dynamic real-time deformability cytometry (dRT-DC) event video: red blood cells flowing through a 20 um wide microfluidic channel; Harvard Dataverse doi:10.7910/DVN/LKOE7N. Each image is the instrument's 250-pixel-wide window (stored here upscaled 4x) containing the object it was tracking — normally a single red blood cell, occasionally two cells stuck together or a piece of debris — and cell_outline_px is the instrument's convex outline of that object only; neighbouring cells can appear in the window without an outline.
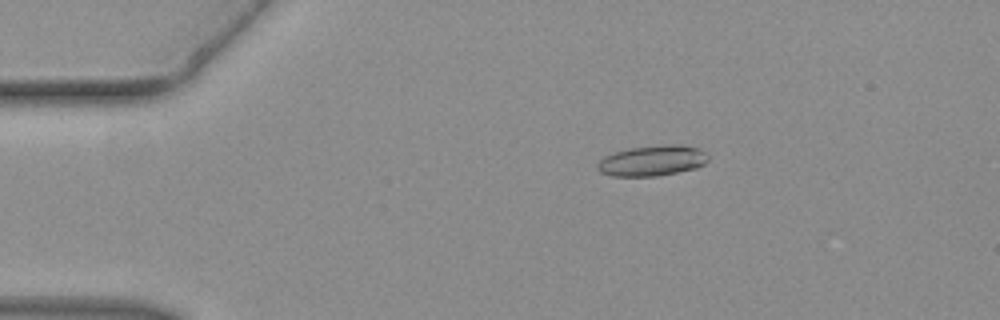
{"species": "common noctule bat (a hibernating species)", "species_latin": "Nyctalus noctula", "temperature_condition": "warm", "stored_images_in_passage": 40, "camera_frame_rate_fps": 3000, "um_per_image_px": 0.085, "animal": {"sex": "female", "body_mass_g": 19.3, "forearm_length_mm": 54.1}, "frame": {"image": 1, "passage_image": 2, "time_ms": 0.333, "image_size_px": [1000, 320], "cell_outline_px": [[708, 160], [704, 164], [696, 168], [656, 176], [612, 176], [600, 172], [596, 168], [596, 164], [604, 156], [612, 152], [632, 148], [668, 144], [680, 144], [700, 148], [708, 156]], "centroid_in_image_um": [55.43, 13.65], "position_along_channel_um": 29.6, "area_um2": 19.77}}
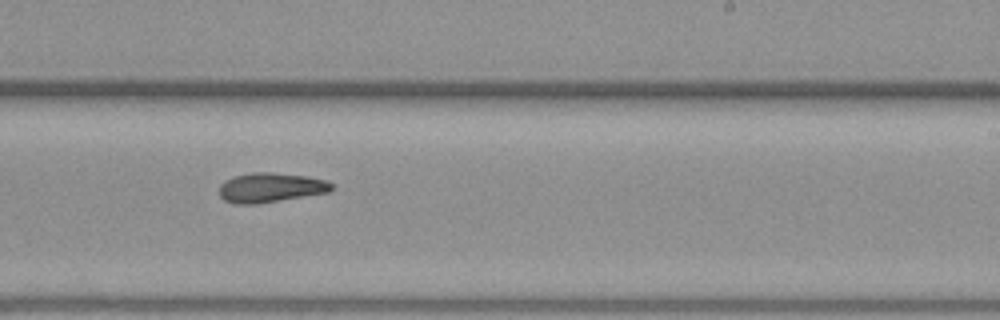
{"frame": {"image": 2, "passage_image": 22, "time_ms": 7.0, "image_size_px": [1000, 320], "cell_outline_px": [[332, 188], [328, 192], [256, 204], [236, 204], [224, 200], [220, 196], [220, 184], [224, 180], [236, 176], [252, 172], [272, 172], [308, 176], [324, 180], [332, 184]], "centroid_in_image_um": [22.96, 15.94], "position_along_channel_um": 266.0, "area_um2": 19.19}}
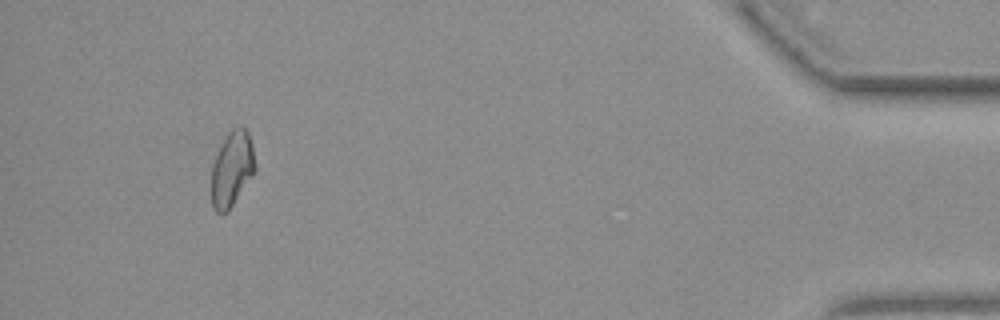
{"frame": {"image": 3, "passage_image": 37, "time_ms": 12.0, "image_size_px": [1000, 320], "cell_outline_px": [[256, 168], [252, 176], [228, 212], [220, 216], [212, 208], [212, 164], [228, 132], [232, 128], [240, 124], [244, 124], [248, 132], [252, 144]], "centroid_in_image_um": [19.72, 14.36], "position_along_channel_um": 415.5, "area_um2": 19.31}}